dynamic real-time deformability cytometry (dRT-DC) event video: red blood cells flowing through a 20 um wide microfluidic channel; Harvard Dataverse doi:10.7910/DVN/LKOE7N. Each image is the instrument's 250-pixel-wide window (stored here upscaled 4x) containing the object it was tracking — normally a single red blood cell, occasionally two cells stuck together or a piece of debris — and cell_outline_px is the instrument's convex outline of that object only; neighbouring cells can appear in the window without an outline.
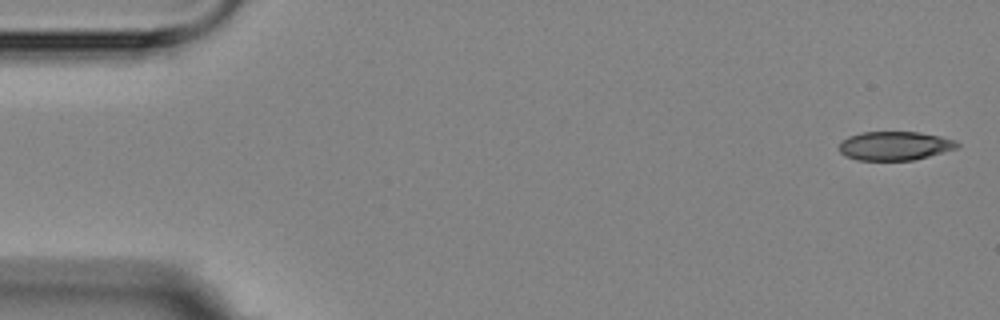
{"species": "Egyptian fruit bat (a non-hibernating species)", "species_latin": "Rousettus aegyptiacus", "temperature_condition": "room temperature", "stored_images_in_passage": 6, "camera_frame_rate_fps": 3000, "um_per_image_px": 0.085, "animal": {"sex": "female"}, "frame": {"image": 1, "passage_image": 1, "time_ms": 0.0, "image_size_px": [1000, 320], "cell_outline_px": [[960, 144], [956, 148], [928, 156], [912, 160], [856, 160], [844, 156], [836, 148], [848, 136], [860, 132], [920, 132], [940, 136], [956, 140]], "centroid_in_image_um": [76.01, 12.39], "position_along_channel_um": 9.0, "area_um2": 19.88}}
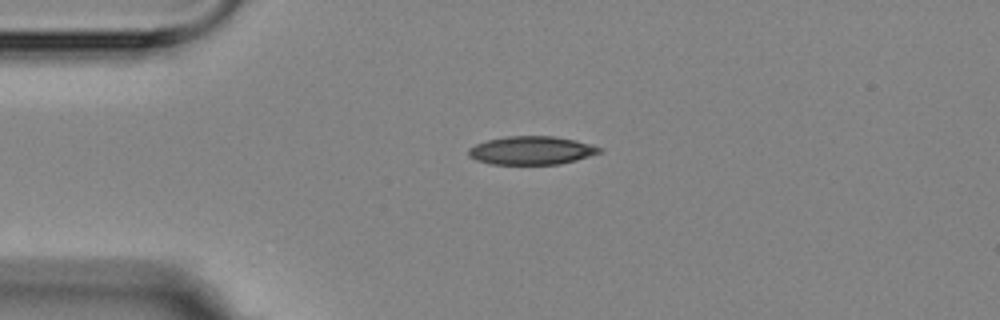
{"frame": {"image": 2, "passage_image": 4, "time_ms": 3.667, "image_size_px": [1000, 320], "cell_outline_px": [[604, 152], [576, 160], [560, 164], [488, 164], [476, 160], [468, 156], [468, 148], [476, 144], [488, 140], [508, 136], [552, 136], [576, 140], [592, 144], [604, 148]], "centroid_in_image_um": [45.21, 12.79], "position_along_channel_um": 39.8, "area_um2": 21.85}}
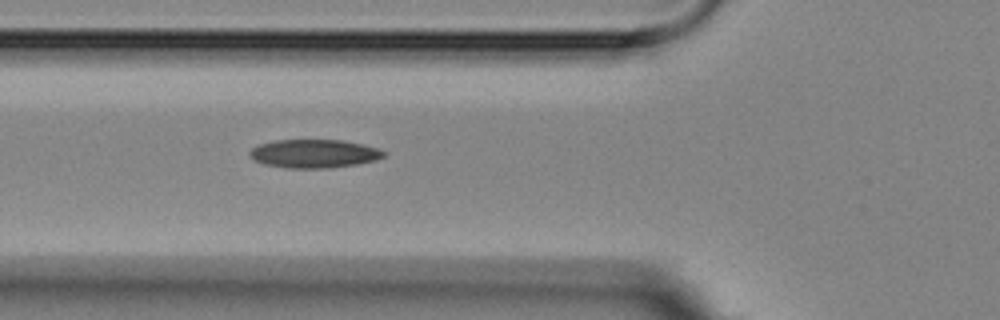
{"frame": {"image": 3, "passage_image": 6, "time_ms": 6.0, "image_size_px": [1000, 320], "cell_outline_px": [[388, 152], [384, 156], [376, 160], [356, 164], [328, 168], [288, 168], [264, 164], [252, 160], [248, 156], [248, 152], [252, 148], [260, 144], [276, 140], [344, 140], [376, 148]], "centroid_in_image_um": [26.66, 13.06], "position_along_channel_um": 99.1, "area_um2": 22.25}}